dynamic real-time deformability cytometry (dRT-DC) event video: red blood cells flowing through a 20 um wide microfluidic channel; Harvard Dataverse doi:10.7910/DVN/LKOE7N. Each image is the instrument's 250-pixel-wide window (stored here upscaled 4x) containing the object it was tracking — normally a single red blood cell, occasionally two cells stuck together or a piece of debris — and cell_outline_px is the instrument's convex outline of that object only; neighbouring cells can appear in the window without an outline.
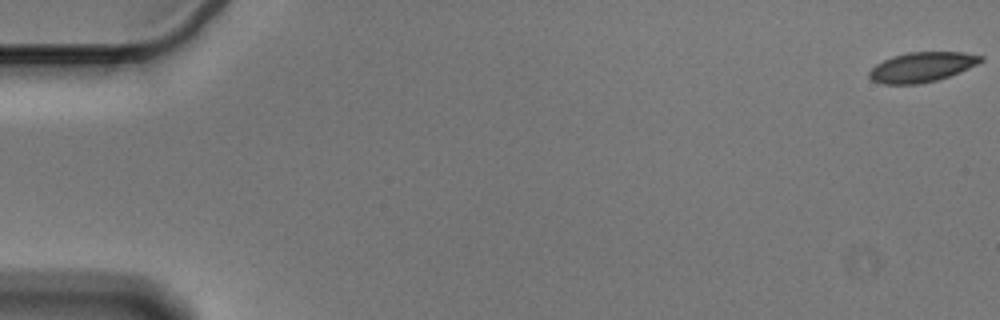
{"species": "Egyptian fruit bat (a non-hibernating species)", "species_latin": "Rousettus aegyptiacus", "temperature_condition": "cold", "stored_images_in_passage": 58, "camera_frame_rate_fps": 3000, "um_per_image_px": 0.085, "animal": {"sex": "male"}, "frame": {"image": 1, "passage_image": 1, "time_ms": 0.0, "image_size_px": [1000, 320], "cell_outline_px": [[984, 60], [960, 72], [936, 80], [920, 84], [884, 84], [872, 80], [868, 76], [868, 72], [876, 64], [892, 56], [908, 52], [964, 52], [984, 56]], "centroid_in_image_um": [78.35, 5.69], "position_along_channel_um": 6.6, "area_um2": 19.36}}
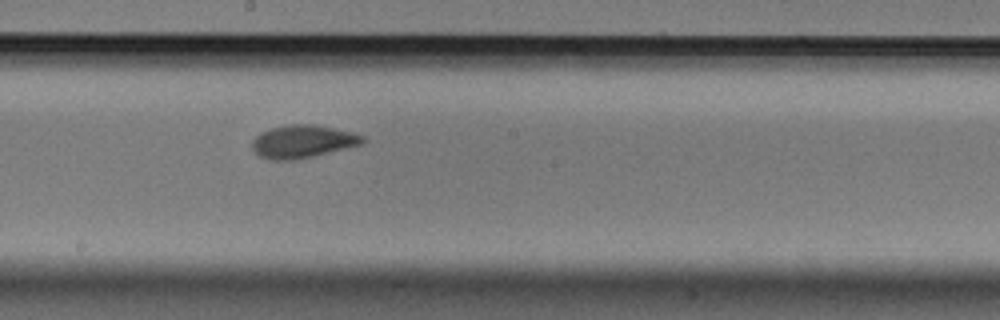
{"frame": {"image": 2, "passage_image": 32, "time_ms": 10.333, "image_size_px": [1000, 320], "cell_outline_px": [[364, 144], [296, 160], [268, 160], [260, 156], [252, 148], [252, 140], [260, 132], [272, 128], [292, 124], [316, 124], [336, 128], [352, 132], [364, 136]], "centroid_in_image_um": [25.74, 12.03], "position_along_channel_um": 222.5, "area_um2": 21.27}}
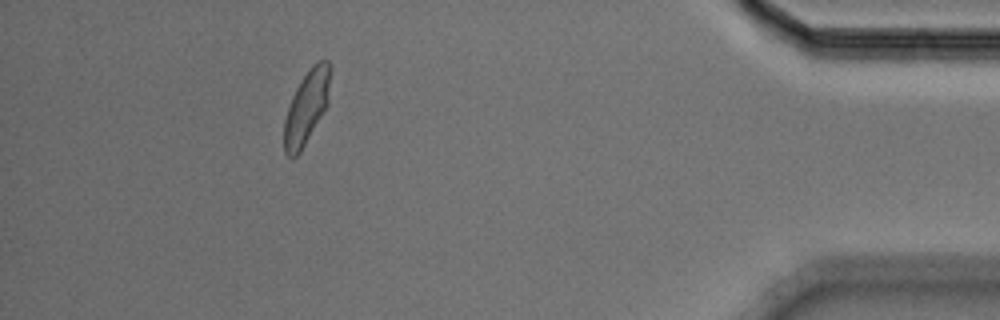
{"frame": {"image": 3, "passage_image": 52, "time_ms": 17.0, "image_size_px": [1000, 320], "cell_outline_px": [[332, 68], [328, 104], [300, 152], [292, 160], [284, 152], [284, 120], [292, 96], [300, 80], [312, 64], [320, 60], [328, 60], [332, 64]], "centroid_in_image_um": [26.08, 9.06], "position_along_channel_um": 409.1, "area_um2": 20.0}}